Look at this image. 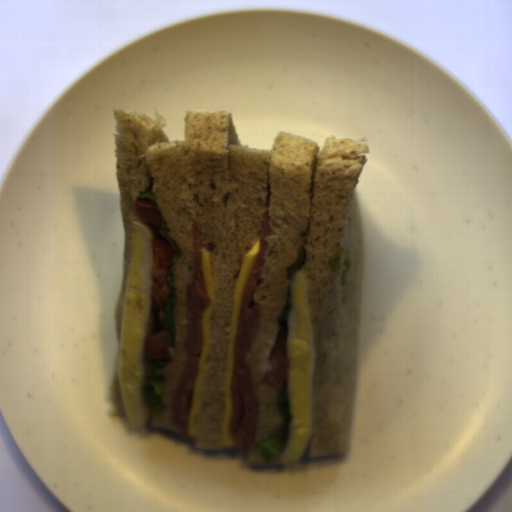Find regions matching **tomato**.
Returning a JSON list of instances; mask_svg holds the SVG:
<instances>
[{
	"mask_svg": "<svg viewBox=\"0 0 512 512\" xmlns=\"http://www.w3.org/2000/svg\"><path fill=\"white\" fill-rule=\"evenodd\" d=\"M133 219L150 227L153 236L151 315L143 338V357L153 360H170L168 353L170 335L163 323L167 300L173 294L167 284L166 274L174 250L159 230L158 209L147 197L138 196L133 201Z\"/></svg>",
	"mask_w": 512,
	"mask_h": 512,
	"instance_id": "tomato-1",
	"label": "tomato"
}]
</instances>
